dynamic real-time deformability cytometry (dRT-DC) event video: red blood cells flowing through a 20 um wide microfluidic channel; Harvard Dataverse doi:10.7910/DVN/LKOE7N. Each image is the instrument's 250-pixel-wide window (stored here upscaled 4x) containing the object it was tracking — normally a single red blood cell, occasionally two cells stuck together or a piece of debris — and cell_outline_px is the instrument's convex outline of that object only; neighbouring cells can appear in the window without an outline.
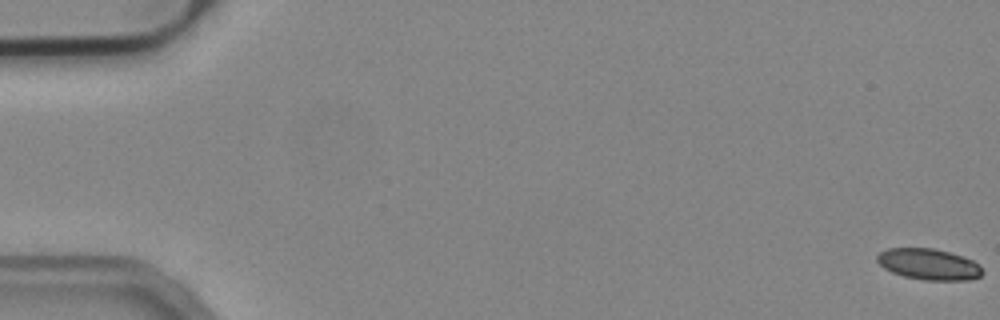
{"species": "common noctule bat (a hibernating species)", "species_latin": "Nyctalus noctula", "temperature_condition": "cold", "stored_images_in_passage": 11, "camera_frame_rate_fps": 3000, "um_per_image_px": 0.085, "animal": {"sex": "male", "body_mass_g": 19.2, "forearm_length_mm": 51.8}, "frame": {"image": 1, "passage_image": 1, "time_ms": 0.0, "image_size_px": [1000, 320], "cell_outline_px": [[984, 272], [980, 276], [972, 280], [924, 280], [904, 276], [892, 272], [884, 268], [876, 260], [876, 256], [880, 252], [888, 248], [932, 248], [948, 252], [972, 260]], "centroid_in_image_um": [78.92, 22.46], "position_along_channel_um": 6.1, "area_um2": 18.9}}